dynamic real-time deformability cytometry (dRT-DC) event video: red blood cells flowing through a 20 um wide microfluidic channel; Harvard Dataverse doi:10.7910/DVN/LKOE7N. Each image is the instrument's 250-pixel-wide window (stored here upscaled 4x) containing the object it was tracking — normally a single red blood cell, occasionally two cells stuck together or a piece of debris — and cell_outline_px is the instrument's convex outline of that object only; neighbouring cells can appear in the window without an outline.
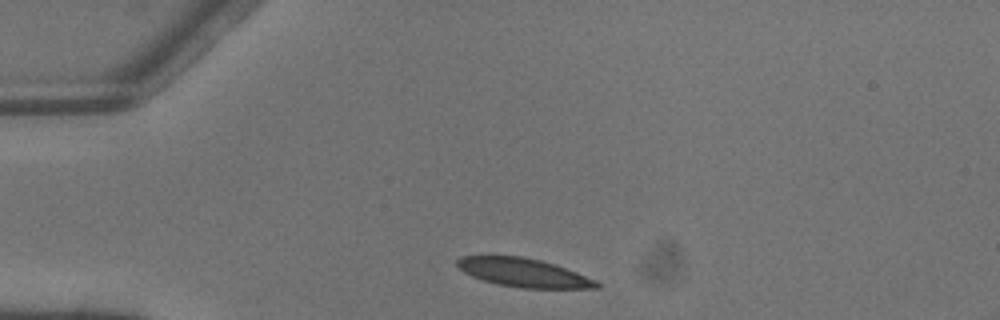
{"species": "common noctule bat (a hibernating species)", "species_latin": "Nyctalus noctula", "temperature_condition": "warm", "stored_images_in_passage": 3, "camera_frame_rate_fps": 3000, "um_per_image_px": 0.085, "animal": {"sex": "male", "body_mass_g": 13.3}, "frame": {"image": 1, "passage_image": 1, "time_ms": 0.0, "image_size_px": [1000, 320], "cell_outline_px": [[600, 288], [524, 288], [500, 284], [484, 280], [472, 276], [464, 272], [456, 264], [456, 260], [460, 256], [520, 256], [540, 260], [556, 264], [596, 280], [600, 284]], "centroid_in_image_um": [44.52, 23.17], "position_along_channel_um": 40.5, "area_um2": 23.0}}
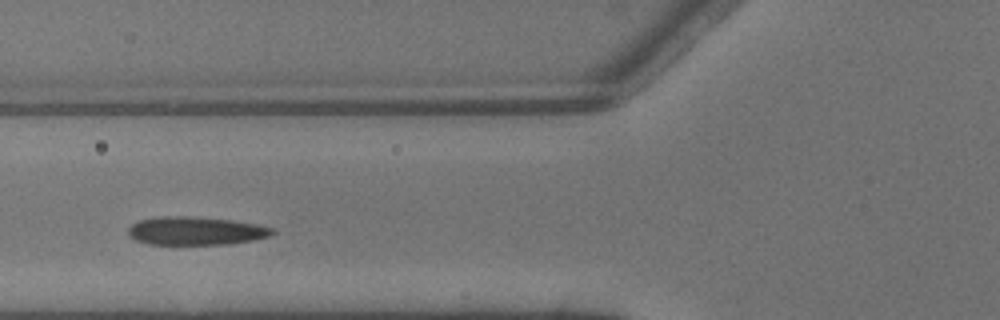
{"frame": {"image": 2, "passage_image": 3, "time_ms": 0.667, "image_size_px": [1000, 320], "cell_outline_px": [[276, 232], [272, 236], [252, 240], [228, 244], [148, 244], [136, 240], [128, 236], [128, 228], [132, 224], [140, 220], [168, 216], [188, 216], [232, 220], [256, 224], [272, 228]], "centroid_in_image_um": [16.65, 19.63], "position_along_channel_um": 109.1, "area_um2": 23.64}}